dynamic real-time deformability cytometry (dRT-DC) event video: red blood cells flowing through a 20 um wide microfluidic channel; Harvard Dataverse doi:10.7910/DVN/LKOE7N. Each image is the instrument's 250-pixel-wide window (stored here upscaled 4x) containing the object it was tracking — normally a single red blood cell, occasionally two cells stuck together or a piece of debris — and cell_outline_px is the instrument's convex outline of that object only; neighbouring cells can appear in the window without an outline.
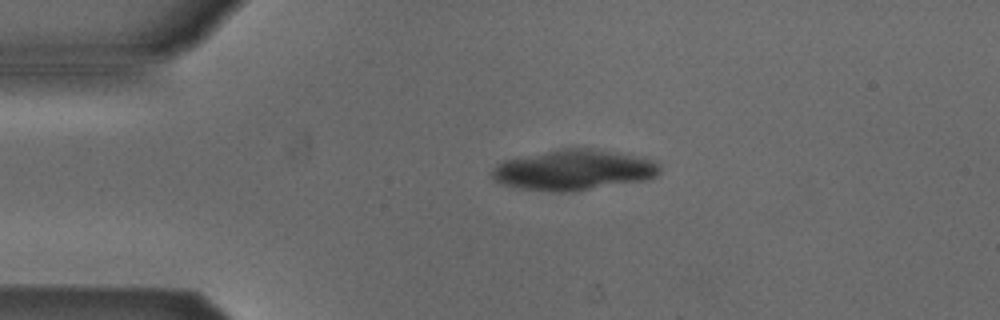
{"species": "Egyptian fruit bat (a non-hibernating species)", "species_latin": "Rousettus aegyptiacus", "temperature_condition": "cold", "stored_images_in_passage": 2, "camera_frame_rate_fps": 3000, "um_per_image_px": 0.085, "animal": {"sex": "male"}, "frame": {"image": 1, "passage_image": 1, "time_ms": 0.0, "image_size_px": [1000, 320], "cell_outline_px": [[660, 172], [656, 176], [644, 180], [564, 192], [552, 192], [520, 188], [504, 184], [496, 180], [488, 172], [504, 160], [564, 148], [592, 148], [620, 152], [656, 160], [660, 164]], "centroid_in_image_um": [48.79, 14.43], "position_along_channel_um": 36.2, "area_um2": 39.25}}